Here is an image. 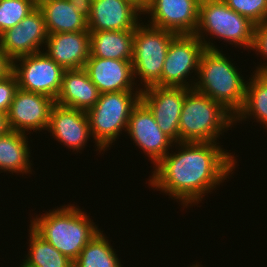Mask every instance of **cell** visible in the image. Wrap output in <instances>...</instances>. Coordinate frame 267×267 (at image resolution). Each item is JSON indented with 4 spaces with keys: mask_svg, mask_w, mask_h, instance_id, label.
Listing matches in <instances>:
<instances>
[{
    "mask_svg": "<svg viewBox=\"0 0 267 267\" xmlns=\"http://www.w3.org/2000/svg\"><path fill=\"white\" fill-rule=\"evenodd\" d=\"M215 142H178L154 167L148 185L183 208L198 205L229 179L237 159ZM178 149V151H177ZM177 152V153H176ZM233 171V172H232Z\"/></svg>",
    "mask_w": 267,
    "mask_h": 267,
    "instance_id": "cell-1",
    "label": "cell"
},
{
    "mask_svg": "<svg viewBox=\"0 0 267 267\" xmlns=\"http://www.w3.org/2000/svg\"><path fill=\"white\" fill-rule=\"evenodd\" d=\"M78 205L67 204L38 214L30 220V227L55 249L75 261L85 245L101 229Z\"/></svg>",
    "mask_w": 267,
    "mask_h": 267,
    "instance_id": "cell-2",
    "label": "cell"
},
{
    "mask_svg": "<svg viewBox=\"0 0 267 267\" xmlns=\"http://www.w3.org/2000/svg\"><path fill=\"white\" fill-rule=\"evenodd\" d=\"M232 62L222 50L206 48L200 58L194 89L220 103L235 117L244 105L247 81Z\"/></svg>",
    "mask_w": 267,
    "mask_h": 267,
    "instance_id": "cell-3",
    "label": "cell"
},
{
    "mask_svg": "<svg viewBox=\"0 0 267 267\" xmlns=\"http://www.w3.org/2000/svg\"><path fill=\"white\" fill-rule=\"evenodd\" d=\"M234 125L235 117L220 103L194 88L186 93L179 119V142L220 143V135Z\"/></svg>",
    "mask_w": 267,
    "mask_h": 267,
    "instance_id": "cell-4",
    "label": "cell"
},
{
    "mask_svg": "<svg viewBox=\"0 0 267 267\" xmlns=\"http://www.w3.org/2000/svg\"><path fill=\"white\" fill-rule=\"evenodd\" d=\"M255 25L249 18L228 7L223 0H200L199 23L195 35L207 49L220 48L214 45L215 41L213 43L215 37L235 48L243 47L249 54L254 44Z\"/></svg>",
    "mask_w": 267,
    "mask_h": 267,
    "instance_id": "cell-5",
    "label": "cell"
},
{
    "mask_svg": "<svg viewBox=\"0 0 267 267\" xmlns=\"http://www.w3.org/2000/svg\"><path fill=\"white\" fill-rule=\"evenodd\" d=\"M141 100V91H119L99 95L97 103L86 111L95 151L110 150L124 130L127 131L133 108ZM109 148V149H108ZM108 149V150H107Z\"/></svg>",
    "mask_w": 267,
    "mask_h": 267,
    "instance_id": "cell-6",
    "label": "cell"
},
{
    "mask_svg": "<svg viewBox=\"0 0 267 267\" xmlns=\"http://www.w3.org/2000/svg\"><path fill=\"white\" fill-rule=\"evenodd\" d=\"M176 35L146 22L144 25L143 21L137 25L134 30L131 60L136 87L143 90L154 85L161 86L164 61L170 42ZM137 78L140 81H135Z\"/></svg>",
    "mask_w": 267,
    "mask_h": 267,
    "instance_id": "cell-7",
    "label": "cell"
},
{
    "mask_svg": "<svg viewBox=\"0 0 267 267\" xmlns=\"http://www.w3.org/2000/svg\"><path fill=\"white\" fill-rule=\"evenodd\" d=\"M205 49L195 34L176 35L170 42L164 61L161 86L194 88Z\"/></svg>",
    "mask_w": 267,
    "mask_h": 267,
    "instance_id": "cell-8",
    "label": "cell"
},
{
    "mask_svg": "<svg viewBox=\"0 0 267 267\" xmlns=\"http://www.w3.org/2000/svg\"><path fill=\"white\" fill-rule=\"evenodd\" d=\"M64 69L44 51L13 60L18 88L46 95L56 100L62 85Z\"/></svg>",
    "mask_w": 267,
    "mask_h": 267,
    "instance_id": "cell-9",
    "label": "cell"
},
{
    "mask_svg": "<svg viewBox=\"0 0 267 267\" xmlns=\"http://www.w3.org/2000/svg\"><path fill=\"white\" fill-rule=\"evenodd\" d=\"M126 134L143 153L153 167L174 149V142L162 132L149 108L140 100L131 111Z\"/></svg>",
    "mask_w": 267,
    "mask_h": 267,
    "instance_id": "cell-10",
    "label": "cell"
},
{
    "mask_svg": "<svg viewBox=\"0 0 267 267\" xmlns=\"http://www.w3.org/2000/svg\"><path fill=\"white\" fill-rule=\"evenodd\" d=\"M190 89L154 85L141 90V101L152 112L162 132L174 143L179 142L181 109Z\"/></svg>",
    "mask_w": 267,
    "mask_h": 267,
    "instance_id": "cell-11",
    "label": "cell"
},
{
    "mask_svg": "<svg viewBox=\"0 0 267 267\" xmlns=\"http://www.w3.org/2000/svg\"><path fill=\"white\" fill-rule=\"evenodd\" d=\"M54 104L53 98L18 88L7 113L10 130L29 135L46 131Z\"/></svg>",
    "mask_w": 267,
    "mask_h": 267,
    "instance_id": "cell-12",
    "label": "cell"
},
{
    "mask_svg": "<svg viewBox=\"0 0 267 267\" xmlns=\"http://www.w3.org/2000/svg\"><path fill=\"white\" fill-rule=\"evenodd\" d=\"M200 0H150L143 15L149 25L177 35L195 34L199 23ZM149 14V15H148Z\"/></svg>",
    "mask_w": 267,
    "mask_h": 267,
    "instance_id": "cell-13",
    "label": "cell"
},
{
    "mask_svg": "<svg viewBox=\"0 0 267 267\" xmlns=\"http://www.w3.org/2000/svg\"><path fill=\"white\" fill-rule=\"evenodd\" d=\"M47 36L43 13L36 7L20 24L0 35V47L14 60L43 51Z\"/></svg>",
    "mask_w": 267,
    "mask_h": 267,
    "instance_id": "cell-14",
    "label": "cell"
},
{
    "mask_svg": "<svg viewBox=\"0 0 267 267\" xmlns=\"http://www.w3.org/2000/svg\"><path fill=\"white\" fill-rule=\"evenodd\" d=\"M47 131L52 136L51 139L54 138L63 147L72 149L77 154L81 153L92 138L86 111L57 103L52 107Z\"/></svg>",
    "mask_w": 267,
    "mask_h": 267,
    "instance_id": "cell-15",
    "label": "cell"
},
{
    "mask_svg": "<svg viewBox=\"0 0 267 267\" xmlns=\"http://www.w3.org/2000/svg\"><path fill=\"white\" fill-rule=\"evenodd\" d=\"M143 13L127 0H92L87 8L88 30H135Z\"/></svg>",
    "mask_w": 267,
    "mask_h": 267,
    "instance_id": "cell-16",
    "label": "cell"
},
{
    "mask_svg": "<svg viewBox=\"0 0 267 267\" xmlns=\"http://www.w3.org/2000/svg\"><path fill=\"white\" fill-rule=\"evenodd\" d=\"M84 69L100 94L141 91L135 87L131 60L106 59L90 55Z\"/></svg>",
    "mask_w": 267,
    "mask_h": 267,
    "instance_id": "cell-17",
    "label": "cell"
},
{
    "mask_svg": "<svg viewBox=\"0 0 267 267\" xmlns=\"http://www.w3.org/2000/svg\"><path fill=\"white\" fill-rule=\"evenodd\" d=\"M43 50L64 70L85 67L90 57L89 31L48 34Z\"/></svg>",
    "mask_w": 267,
    "mask_h": 267,
    "instance_id": "cell-18",
    "label": "cell"
},
{
    "mask_svg": "<svg viewBox=\"0 0 267 267\" xmlns=\"http://www.w3.org/2000/svg\"><path fill=\"white\" fill-rule=\"evenodd\" d=\"M48 34L89 31L87 8L70 0H37Z\"/></svg>",
    "mask_w": 267,
    "mask_h": 267,
    "instance_id": "cell-19",
    "label": "cell"
},
{
    "mask_svg": "<svg viewBox=\"0 0 267 267\" xmlns=\"http://www.w3.org/2000/svg\"><path fill=\"white\" fill-rule=\"evenodd\" d=\"M99 90L84 68L65 70L55 103L87 111L99 99Z\"/></svg>",
    "mask_w": 267,
    "mask_h": 267,
    "instance_id": "cell-20",
    "label": "cell"
},
{
    "mask_svg": "<svg viewBox=\"0 0 267 267\" xmlns=\"http://www.w3.org/2000/svg\"><path fill=\"white\" fill-rule=\"evenodd\" d=\"M26 133L9 131L0 136V173L32 174L33 161Z\"/></svg>",
    "mask_w": 267,
    "mask_h": 267,
    "instance_id": "cell-21",
    "label": "cell"
},
{
    "mask_svg": "<svg viewBox=\"0 0 267 267\" xmlns=\"http://www.w3.org/2000/svg\"><path fill=\"white\" fill-rule=\"evenodd\" d=\"M246 80L245 102L235 116V126L253 118L267 130V72H252Z\"/></svg>",
    "mask_w": 267,
    "mask_h": 267,
    "instance_id": "cell-22",
    "label": "cell"
},
{
    "mask_svg": "<svg viewBox=\"0 0 267 267\" xmlns=\"http://www.w3.org/2000/svg\"><path fill=\"white\" fill-rule=\"evenodd\" d=\"M90 33V55L98 58L132 60L134 30Z\"/></svg>",
    "mask_w": 267,
    "mask_h": 267,
    "instance_id": "cell-23",
    "label": "cell"
},
{
    "mask_svg": "<svg viewBox=\"0 0 267 267\" xmlns=\"http://www.w3.org/2000/svg\"><path fill=\"white\" fill-rule=\"evenodd\" d=\"M103 230L82 249L73 267H123L116 249L104 235Z\"/></svg>",
    "mask_w": 267,
    "mask_h": 267,
    "instance_id": "cell-24",
    "label": "cell"
},
{
    "mask_svg": "<svg viewBox=\"0 0 267 267\" xmlns=\"http://www.w3.org/2000/svg\"><path fill=\"white\" fill-rule=\"evenodd\" d=\"M28 254L22 263L26 267H73L74 262L39 236L30 226Z\"/></svg>",
    "mask_w": 267,
    "mask_h": 267,
    "instance_id": "cell-25",
    "label": "cell"
},
{
    "mask_svg": "<svg viewBox=\"0 0 267 267\" xmlns=\"http://www.w3.org/2000/svg\"><path fill=\"white\" fill-rule=\"evenodd\" d=\"M37 7V0H0V35L20 22Z\"/></svg>",
    "mask_w": 267,
    "mask_h": 267,
    "instance_id": "cell-26",
    "label": "cell"
},
{
    "mask_svg": "<svg viewBox=\"0 0 267 267\" xmlns=\"http://www.w3.org/2000/svg\"><path fill=\"white\" fill-rule=\"evenodd\" d=\"M232 10L259 24L267 21V0H223Z\"/></svg>",
    "mask_w": 267,
    "mask_h": 267,
    "instance_id": "cell-27",
    "label": "cell"
},
{
    "mask_svg": "<svg viewBox=\"0 0 267 267\" xmlns=\"http://www.w3.org/2000/svg\"><path fill=\"white\" fill-rule=\"evenodd\" d=\"M252 51H254L257 56L260 55L264 58V63L261 62L254 67L256 69L253 72H267V21L255 25Z\"/></svg>",
    "mask_w": 267,
    "mask_h": 267,
    "instance_id": "cell-28",
    "label": "cell"
},
{
    "mask_svg": "<svg viewBox=\"0 0 267 267\" xmlns=\"http://www.w3.org/2000/svg\"><path fill=\"white\" fill-rule=\"evenodd\" d=\"M17 89L18 81L13 72L6 78L0 79V112L8 113Z\"/></svg>",
    "mask_w": 267,
    "mask_h": 267,
    "instance_id": "cell-29",
    "label": "cell"
},
{
    "mask_svg": "<svg viewBox=\"0 0 267 267\" xmlns=\"http://www.w3.org/2000/svg\"><path fill=\"white\" fill-rule=\"evenodd\" d=\"M13 71V60L0 47V79L6 78Z\"/></svg>",
    "mask_w": 267,
    "mask_h": 267,
    "instance_id": "cell-30",
    "label": "cell"
},
{
    "mask_svg": "<svg viewBox=\"0 0 267 267\" xmlns=\"http://www.w3.org/2000/svg\"><path fill=\"white\" fill-rule=\"evenodd\" d=\"M9 131L7 113L0 112V136L5 135Z\"/></svg>",
    "mask_w": 267,
    "mask_h": 267,
    "instance_id": "cell-31",
    "label": "cell"
},
{
    "mask_svg": "<svg viewBox=\"0 0 267 267\" xmlns=\"http://www.w3.org/2000/svg\"><path fill=\"white\" fill-rule=\"evenodd\" d=\"M136 6L142 13L146 10L150 0H127Z\"/></svg>",
    "mask_w": 267,
    "mask_h": 267,
    "instance_id": "cell-32",
    "label": "cell"
},
{
    "mask_svg": "<svg viewBox=\"0 0 267 267\" xmlns=\"http://www.w3.org/2000/svg\"><path fill=\"white\" fill-rule=\"evenodd\" d=\"M70 1H73V2H75V3H77V4L81 5V6H83L85 8H88V6H89V4H90V2L92 0H70Z\"/></svg>",
    "mask_w": 267,
    "mask_h": 267,
    "instance_id": "cell-33",
    "label": "cell"
},
{
    "mask_svg": "<svg viewBox=\"0 0 267 267\" xmlns=\"http://www.w3.org/2000/svg\"><path fill=\"white\" fill-rule=\"evenodd\" d=\"M199 262H196V264H190V267H203L201 264L199 265ZM189 267V266H188Z\"/></svg>",
    "mask_w": 267,
    "mask_h": 267,
    "instance_id": "cell-34",
    "label": "cell"
},
{
    "mask_svg": "<svg viewBox=\"0 0 267 267\" xmlns=\"http://www.w3.org/2000/svg\"><path fill=\"white\" fill-rule=\"evenodd\" d=\"M18 267H26L22 262Z\"/></svg>",
    "mask_w": 267,
    "mask_h": 267,
    "instance_id": "cell-35",
    "label": "cell"
}]
</instances>
